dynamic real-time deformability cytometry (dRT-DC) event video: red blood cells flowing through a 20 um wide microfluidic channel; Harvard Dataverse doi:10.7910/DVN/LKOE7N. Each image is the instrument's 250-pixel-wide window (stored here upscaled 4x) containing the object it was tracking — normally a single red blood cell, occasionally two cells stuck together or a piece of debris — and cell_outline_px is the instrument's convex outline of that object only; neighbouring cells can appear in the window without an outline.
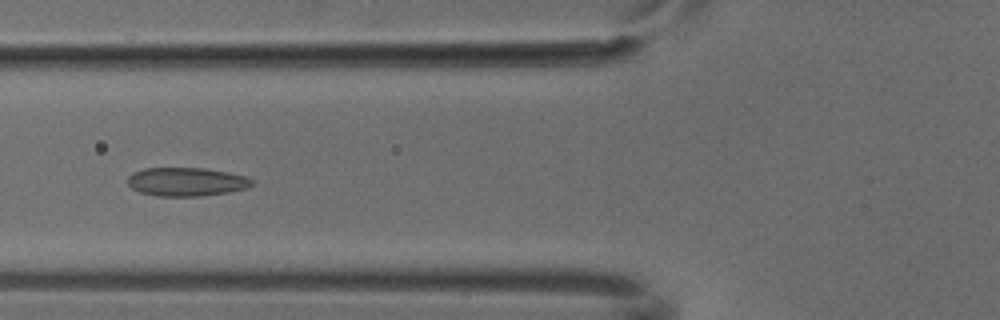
{"species": "common noctule bat (a hibernating species)", "species_latin": "Nyctalus noctula", "temperature_condition": "cold", "stored_images_in_passage": 7, "camera_frame_rate_fps": 3000, "um_per_image_px": 0.085, "animal": {"sex": "male", "body_mass_g": 18.8}, "frame": {"image": 1, "passage_image": 6, "time_ms": 1.667, "image_size_px": [1000, 320], "cell_outline_px": [[252, 184], [248, 188], [228, 192], [200, 196], [156, 196], [140, 192], [132, 188], [128, 184], [128, 176], [132, 172], [144, 168], [204, 168], [228, 172], [248, 176], [252, 180]], "centroid_in_image_um": [15.84, 15.45], "position_along_channel_um": 110.0, "area_um2": 20.81}}
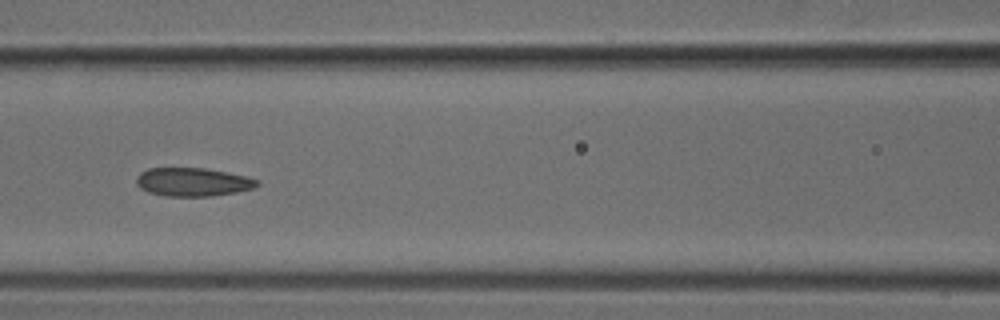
{"frame": {"image": 2, "passage_image": 7, "time_ms": 2.0, "image_size_px": [1000, 320], "cell_outline_px": [[260, 184], [252, 188], [236, 192], [212, 196], [164, 196], [148, 192], [140, 188], [136, 184], [136, 176], [140, 172], [148, 168], [204, 168], [244, 176], [260, 180]], "centroid_in_image_um": [16.35, 15.47], "position_along_channel_um": 150.3, "area_um2": 20.0}}